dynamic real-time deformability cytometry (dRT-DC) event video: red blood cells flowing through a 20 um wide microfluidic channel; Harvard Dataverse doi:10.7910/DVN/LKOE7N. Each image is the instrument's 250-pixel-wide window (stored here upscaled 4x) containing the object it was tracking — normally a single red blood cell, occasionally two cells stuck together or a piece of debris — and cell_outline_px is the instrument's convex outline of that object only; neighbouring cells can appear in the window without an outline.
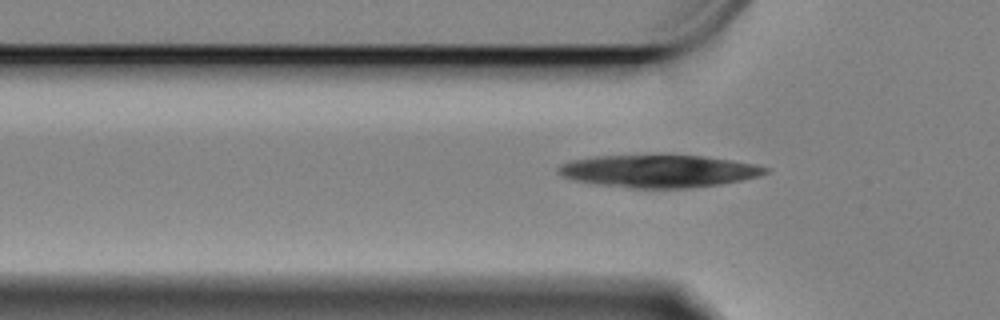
{"species": "Egyptian fruit bat (a non-hibernating species)", "species_latin": "Rousettus aegyptiacus", "temperature_condition": "cold", "stored_images_in_passage": 43, "camera_frame_rate_fps": 3000, "um_per_image_px": 0.085, "animal": {"sex": "female"}, "frame": {"image": 1, "passage_image": 7, "time_ms": 2.0, "image_size_px": [1000, 320], "cell_outline_px": [[772, 168], [768, 172], [760, 176], [720, 184], [688, 188], [628, 188], [596, 184], [576, 180], [564, 176], [560, 172], [560, 168], [564, 164], [572, 160], [596, 156], [704, 156], [732, 160], [756, 164]], "centroid_in_image_um": [56.1, 14.55], "position_along_channel_um": 69.7, "area_um2": 38.73}}
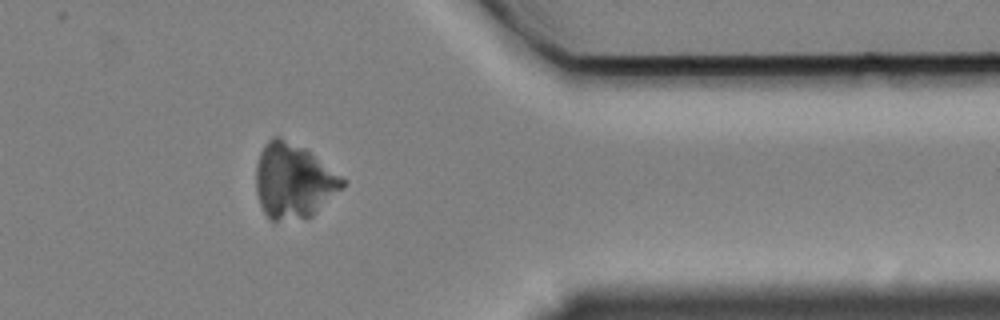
{"frame": {"image": 2, "passage_image": 37, "time_ms": 12.0, "image_size_px": [1000, 320], "cell_outline_px": [[348, 180], [344, 188], [312, 216], [276, 220], [272, 220], [264, 212], [260, 204], [256, 192], [256, 164], [260, 152], [264, 144], [272, 136], [280, 136], [312, 152]], "centroid_in_image_um": [24.98, 15.34], "position_along_channel_um": 386.4, "area_um2": 38.03}}